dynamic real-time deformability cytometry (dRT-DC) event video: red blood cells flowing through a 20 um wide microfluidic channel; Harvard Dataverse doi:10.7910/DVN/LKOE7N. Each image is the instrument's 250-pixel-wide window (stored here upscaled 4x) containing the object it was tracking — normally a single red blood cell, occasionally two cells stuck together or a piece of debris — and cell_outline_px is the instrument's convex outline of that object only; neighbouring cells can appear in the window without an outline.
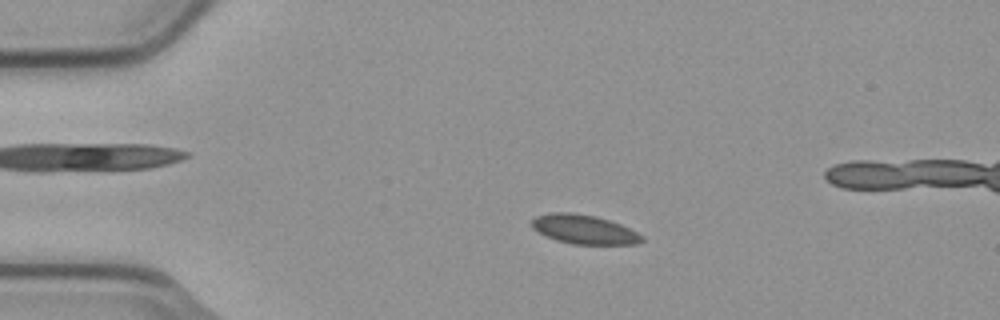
{"species": "common noctule bat (a hibernating species)", "species_latin": "Nyctalus noctula", "temperature_condition": "cold", "stored_images_in_passage": 5, "camera_frame_rate_fps": 3000, "um_per_image_px": 0.085, "animal": {"sex": "male", "body_mass_g": 23.1, "forearm_length_mm": 52.7}, "frame": {"image": 1, "passage_image": 3, "time_ms": 0.667, "image_size_px": [1000, 320], "cell_outline_px": [[644, 240], [636, 244], [572, 244], [556, 240], [532, 228], [532, 220], [536, 216], [552, 212], [572, 212], [596, 216], [620, 224], [644, 236]], "centroid_in_image_um": [49.65, 19.49], "position_along_channel_um": 35.3, "area_um2": 18.55}}